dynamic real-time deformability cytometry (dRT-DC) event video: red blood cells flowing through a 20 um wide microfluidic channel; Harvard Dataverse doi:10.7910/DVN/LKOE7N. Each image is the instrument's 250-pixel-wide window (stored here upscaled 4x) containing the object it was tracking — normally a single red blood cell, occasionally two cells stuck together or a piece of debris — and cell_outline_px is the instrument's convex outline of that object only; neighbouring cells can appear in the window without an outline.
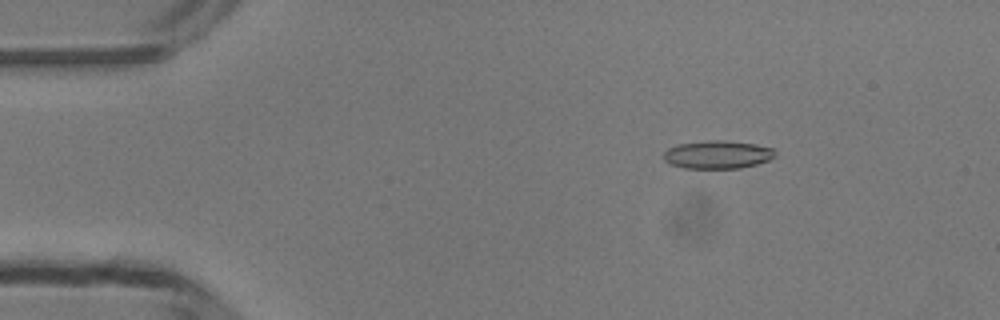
{"species": "common noctule bat (a hibernating species)", "species_latin": "Nyctalus noctula", "temperature_condition": "room temperature", "stored_images_in_passage": 18, "camera_frame_rate_fps": 3000, "um_per_image_px": 0.085, "animal": {"sex": "male", "body_mass_g": 13.3}, "frame": {"image": 1, "passage_image": 7, "time_ms": 2.0, "image_size_px": [1000, 320], "cell_outline_px": [[776, 156], [768, 160], [756, 164], [740, 168], [684, 168], [668, 164], [664, 160], [664, 152], [668, 148], [676, 144], [716, 140], [720, 140], [756, 144], [772, 148], [776, 152]], "centroid_in_image_um": [60.97, 13.15], "position_along_channel_um": 24.0, "area_um2": 18.21}}
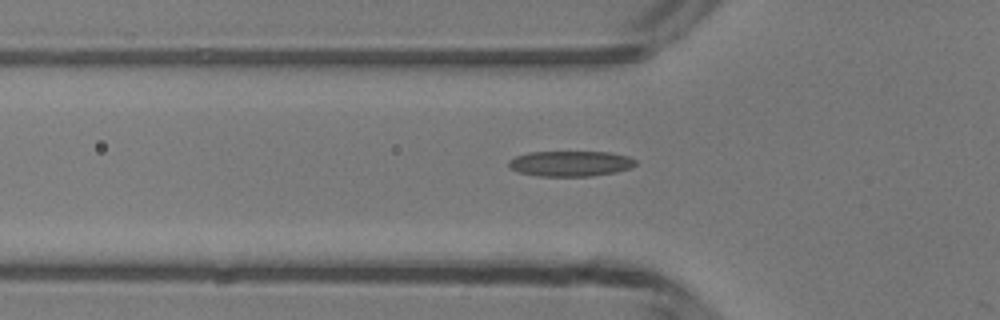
{"frame": {"image": 2, "passage_image": 16, "time_ms": 5.0, "image_size_px": [1000, 320], "cell_outline_px": [[636, 164], [632, 168], [616, 172], [592, 176], [540, 176], [520, 172], [512, 168], [508, 164], [508, 160], [516, 156], [528, 152], [608, 152], [628, 156], [636, 160]], "centroid_in_image_um": [48.52, 13.9], "position_along_channel_um": 77.3, "area_um2": 18.79}}